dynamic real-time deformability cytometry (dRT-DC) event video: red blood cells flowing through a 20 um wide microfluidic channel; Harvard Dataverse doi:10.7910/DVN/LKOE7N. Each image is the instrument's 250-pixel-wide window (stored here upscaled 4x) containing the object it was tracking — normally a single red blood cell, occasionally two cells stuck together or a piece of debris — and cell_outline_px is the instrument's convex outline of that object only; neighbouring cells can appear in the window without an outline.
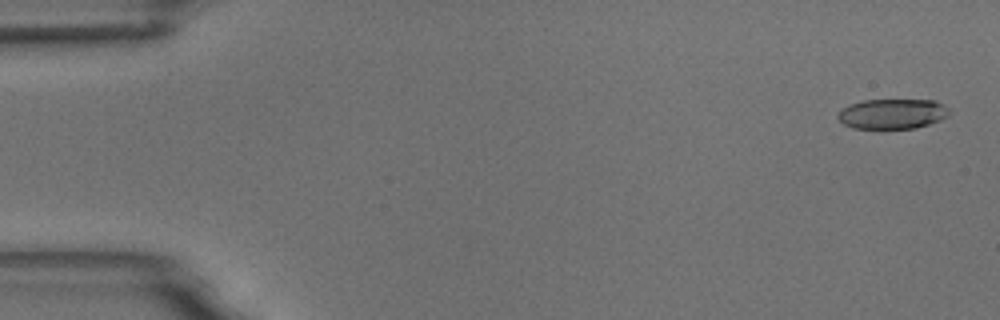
{"species": "common noctule bat (a hibernating species)", "species_latin": "Nyctalus noctula", "temperature_condition": "room temperature", "stored_images_in_passage": 12, "camera_frame_rate_fps": 3000, "um_per_image_px": 0.085, "animal": {"sex": "male", "body_mass_g": 18.8}, "frame": {"image": 1, "passage_image": 2, "time_ms": 0.333, "image_size_px": [1000, 320], "cell_outline_px": [[948, 116], [940, 120], [916, 128], [852, 128], [844, 124], [836, 116], [844, 108], [852, 104], [864, 100], [936, 100], [944, 104], [948, 108]], "centroid_in_image_um": [75.88, 9.67], "position_along_channel_um": 9.1, "area_um2": 19.31}}